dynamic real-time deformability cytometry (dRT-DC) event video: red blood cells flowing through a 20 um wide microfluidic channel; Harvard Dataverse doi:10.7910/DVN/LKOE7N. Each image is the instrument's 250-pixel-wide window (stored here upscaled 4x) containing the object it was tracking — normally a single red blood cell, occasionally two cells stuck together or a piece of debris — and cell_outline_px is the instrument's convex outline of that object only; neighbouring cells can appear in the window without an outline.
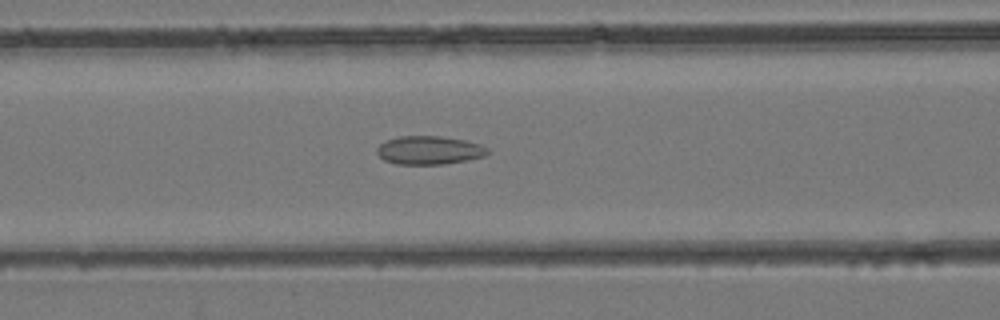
{"species": "common noctule bat (a hibernating species)", "species_latin": "Nyctalus noctula", "temperature_condition": "room temperature", "stored_images_in_passage": 43, "camera_frame_rate_fps": 3000, "um_per_image_px": 0.085, "animal": {"sex": "female", "body_mass_g": 24.6, "forearm_length_mm": 56.2}, "frame": {"image": 1, "passage_image": 18, "time_ms": 5.667, "image_size_px": [1000, 320], "cell_outline_px": [[492, 152], [484, 156], [444, 164], [396, 164], [384, 160], [376, 152], [376, 148], [384, 140], [400, 136], [440, 136], [464, 140], [480, 144], [488, 148]], "centroid_in_image_um": [36.47, 12.76], "position_along_channel_um": 130.1, "area_um2": 18.38}}
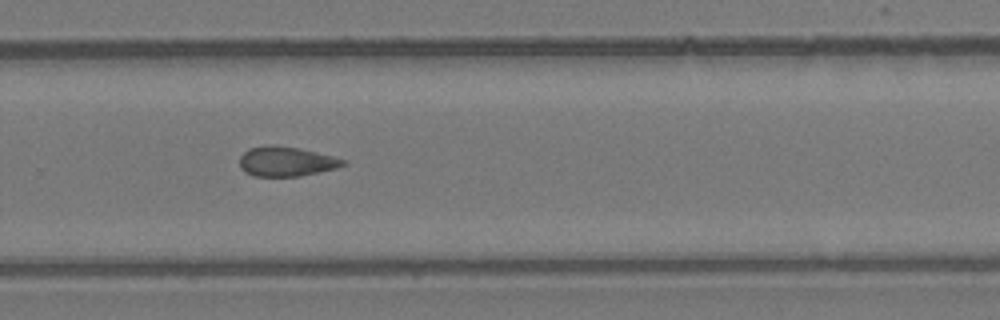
{"frame": {"image": 2, "passage_image": 29, "time_ms": 9.333, "image_size_px": [1000, 320], "cell_outline_px": [[348, 164], [336, 168], [300, 176], [252, 176], [244, 172], [240, 168], [240, 156], [248, 148], [268, 144], [272, 144], [300, 148], [332, 156], [344, 160]], "centroid_in_image_um": [24.29, 13.71], "position_along_channel_um": 305.5, "area_um2": 18.03}}
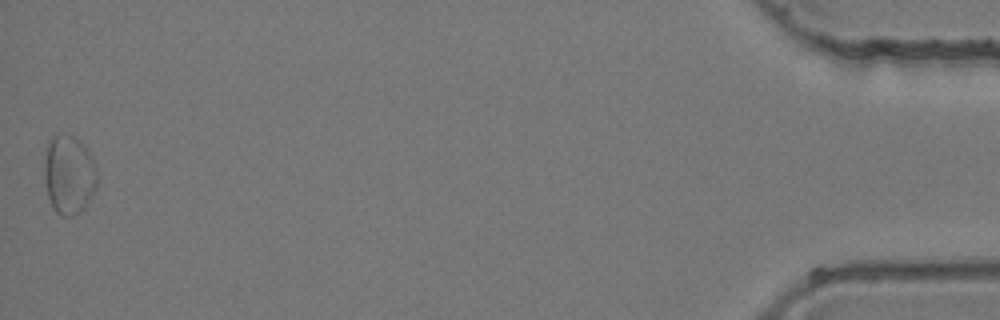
{"frame": {"image": 3, "passage_image": 43, "time_ms": 14.0, "image_size_px": [1000, 320], "cell_outline_px": [[100, 176], [96, 188], [84, 208], [80, 212], [72, 216], [60, 216], [52, 208], [48, 196], [44, 176], [44, 164], [48, 140], [52, 136], [72, 136], [80, 140], [88, 148], [92, 156]], "centroid_in_image_um": [5.89, 14.86], "position_along_channel_um": 429.3, "area_um2": 24.74}}